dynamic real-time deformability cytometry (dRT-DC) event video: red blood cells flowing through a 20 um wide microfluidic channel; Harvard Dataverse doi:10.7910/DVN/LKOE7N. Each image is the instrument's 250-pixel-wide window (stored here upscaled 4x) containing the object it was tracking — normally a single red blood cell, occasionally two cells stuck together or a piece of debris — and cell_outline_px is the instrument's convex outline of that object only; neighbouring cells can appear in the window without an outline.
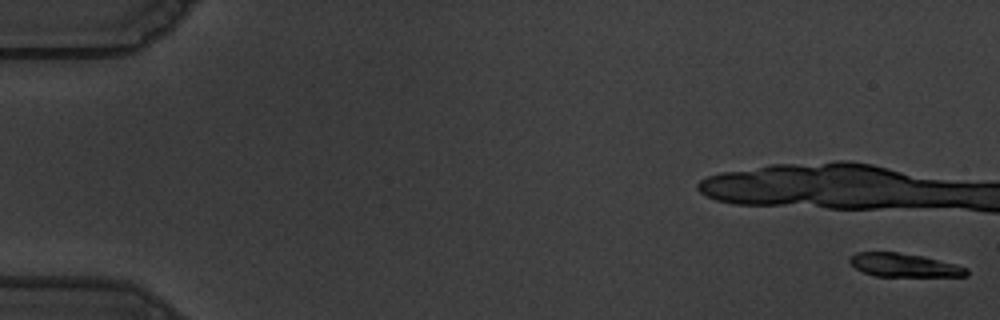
{"species": "common noctule bat (a hibernating species)", "species_latin": "Nyctalus noctula", "temperature_condition": "warm", "stored_images_in_passage": 14, "camera_frame_rate_fps": 3000, "um_per_image_px": 0.085, "animal": {"sex": "male", "body_mass_g": 19.5, "forearm_length_mm": 54.6}, "frame": {"image": 1, "passage_image": 1, "time_ms": 0.0, "image_size_px": [1000, 320], "cell_outline_px": [[968, 276], [876, 276], [864, 272], [856, 268], [848, 260], [856, 252], [896, 252], [920, 256], [956, 264], [968, 268]], "centroid_in_image_um": [76.86, 22.54], "position_along_channel_um": 8.1, "area_um2": 15.72}}